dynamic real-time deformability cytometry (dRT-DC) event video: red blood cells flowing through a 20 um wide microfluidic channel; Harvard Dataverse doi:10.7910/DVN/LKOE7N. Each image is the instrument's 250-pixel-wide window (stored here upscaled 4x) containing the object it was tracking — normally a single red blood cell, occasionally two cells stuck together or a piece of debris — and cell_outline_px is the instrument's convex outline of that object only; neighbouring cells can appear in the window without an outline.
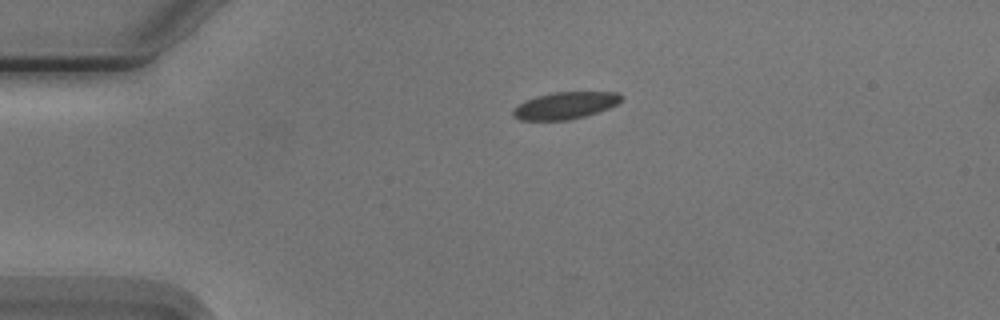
{"species": "Egyptian fruit bat (a non-hibernating species)", "species_latin": "Rousettus aegyptiacus", "temperature_condition": "cold", "stored_images_in_passage": 44, "camera_frame_rate_fps": 3000, "um_per_image_px": 0.085, "animal": {"sex": "male"}, "frame": {"image": 1, "passage_image": 1, "time_ms": 0.0, "image_size_px": [1000, 320], "cell_outline_px": [[624, 96], [616, 104], [608, 108], [572, 120], [520, 120], [512, 116], [512, 108], [524, 100], [536, 96], [552, 92], [620, 92]], "centroid_in_image_um": [47.99, 8.96], "position_along_channel_um": 37.0, "area_um2": 17.17}}
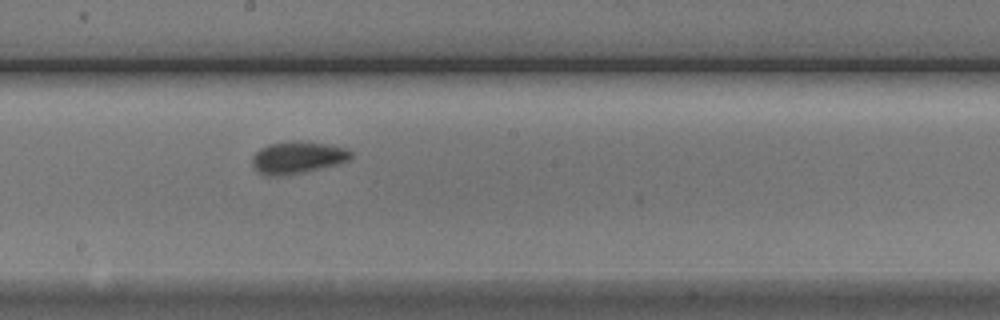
{"frame": {"image": 2, "passage_image": 19, "time_ms": 6.0, "image_size_px": [1000, 320], "cell_outline_px": [[352, 156], [348, 160], [336, 164], [300, 172], [280, 176], [264, 176], [256, 172], [252, 164], [252, 156], [260, 148], [268, 144], [296, 140], [328, 144], [344, 148], [352, 152]], "centroid_in_image_um": [25.22, 13.38], "position_along_channel_um": 223.0, "area_um2": 18.38}}
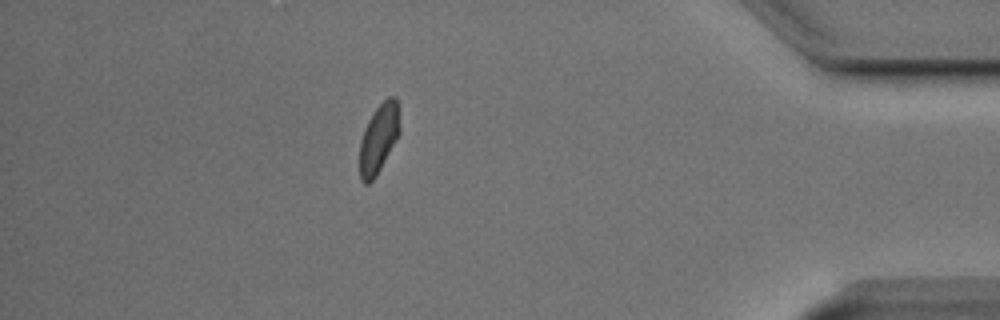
{"frame": {"image": 3, "passage_image": 37, "time_ms": 12.0, "image_size_px": [1000, 320], "cell_outline_px": [[400, 132], [396, 140], [376, 176], [368, 184], [364, 184], [360, 180], [360, 140], [364, 128], [372, 112], [388, 96], [396, 96], [400, 128]], "centroid_in_image_um": [32.18, 11.76], "position_along_channel_um": 403.0, "area_um2": 16.13}, "authors_computed_cell_mechanics": {"area_um2": 17.1955, "velocity_mm_per_s": 3.7335, "shape_relaxation_time_tau1_ms": 2.4998, "shape_relaxation_time_tau2_ms": 1.2937, "deformation_change_tau1": 0.103, "deformation_change_tau2": 0.0443}}